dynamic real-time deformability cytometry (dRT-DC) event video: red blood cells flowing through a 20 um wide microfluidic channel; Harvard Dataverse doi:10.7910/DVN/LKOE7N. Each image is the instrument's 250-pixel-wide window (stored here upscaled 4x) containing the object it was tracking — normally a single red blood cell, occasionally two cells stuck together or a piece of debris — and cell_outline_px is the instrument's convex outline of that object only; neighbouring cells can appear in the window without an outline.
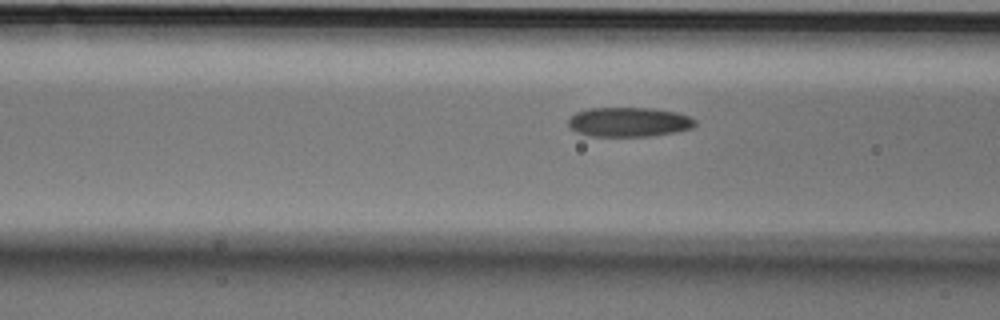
{"species": "Egyptian fruit bat (a non-hibernating species)", "species_latin": "Rousettus aegyptiacus", "temperature_condition": "cold", "stored_images_in_passage": 20, "camera_frame_rate_fps": 3000, "um_per_image_px": 0.085, "animal": {"sex": "male"}, "frame": {"image": 1, "passage_image": 17, "time_ms": 5.333, "image_size_px": [1000, 320], "cell_outline_px": [[696, 124], [692, 128], [676, 132], [648, 136], [592, 136], [576, 132], [568, 124], [568, 120], [576, 112], [588, 108], [652, 108], [676, 112], [688, 116], [696, 120]], "centroid_in_image_um": [53.46, 10.37], "position_along_channel_um": 113.1, "area_um2": 21.73}}